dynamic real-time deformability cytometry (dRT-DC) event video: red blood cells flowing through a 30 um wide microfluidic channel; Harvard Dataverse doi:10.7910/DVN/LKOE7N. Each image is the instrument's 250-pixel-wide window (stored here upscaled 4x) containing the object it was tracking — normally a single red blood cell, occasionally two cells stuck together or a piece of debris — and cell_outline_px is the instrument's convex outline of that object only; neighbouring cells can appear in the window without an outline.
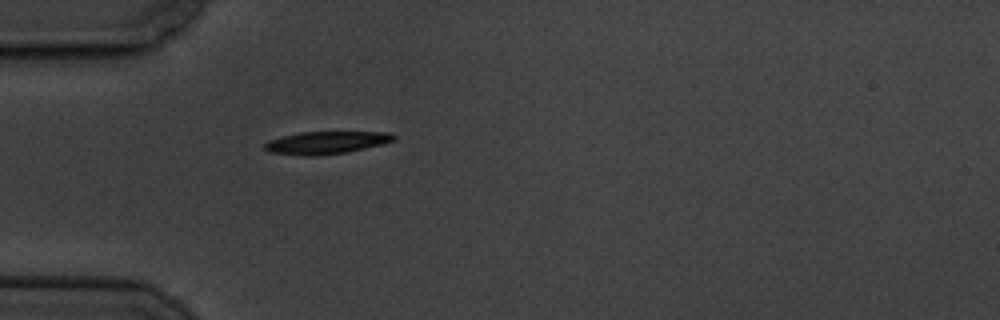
{"species": "common noctule bat (a hibernating species)", "species_latin": "Nyctalus noctula", "temperature_condition": "cold", "stored_images_in_passage": 1, "camera_frame_rate_fps": 3000, "um_per_image_px": 0.085, "animal": {"sex": "male", "body_mass_g": 19.5, "forearm_length_mm": 54.6}, "frame": {"image": 1, "passage_image": 1, "time_ms": 0.0, "image_size_px": [1000, 320], "cell_outline_px": [[396, 140], [384, 144], [348, 152], [316, 156], [304, 156], [268, 152], [264, 148], [264, 144], [268, 140], [300, 132], [392, 132], [396, 136]], "centroid_in_image_um": [27.76, 12.13], "position_along_channel_um": 57.2, "area_um2": 17.17}}